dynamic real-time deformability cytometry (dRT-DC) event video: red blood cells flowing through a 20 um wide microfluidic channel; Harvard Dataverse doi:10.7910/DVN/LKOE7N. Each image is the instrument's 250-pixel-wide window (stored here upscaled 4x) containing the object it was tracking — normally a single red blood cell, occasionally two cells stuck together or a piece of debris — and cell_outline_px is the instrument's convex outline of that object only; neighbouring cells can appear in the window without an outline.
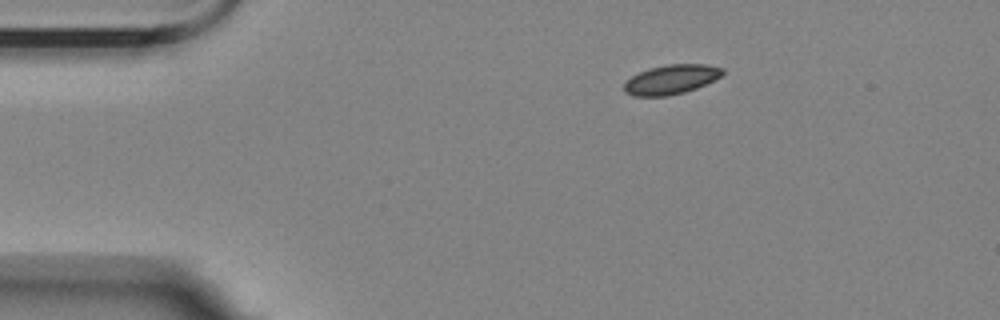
{"species": "Egyptian fruit bat (a non-hibernating species)", "species_latin": "Rousettus aegyptiacus", "temperature_condition": "room temperature", "stored_images_in_passage": 42, "camera_frame_rate_fps": 3000, "um_per_image_px": 0.085, "animal": {"sex": "female"}, "frame": {"image": 1, "passage_image": 1, "time_ms": 0.0, "image_size_px": [1000, 320], "cell_outline_px": [[724, 72], [720, 76], [696, 88], [684, 92], [668, 96], [632, 96], [624, 92], [624, 84], [632, 76], [648, 68], [668, 64], [704, 64], [724, 68]], "centroid_in_image_um": [57.02, 6.75], "position_along_channel_um": 28.0, "area_um2": 16.76}}
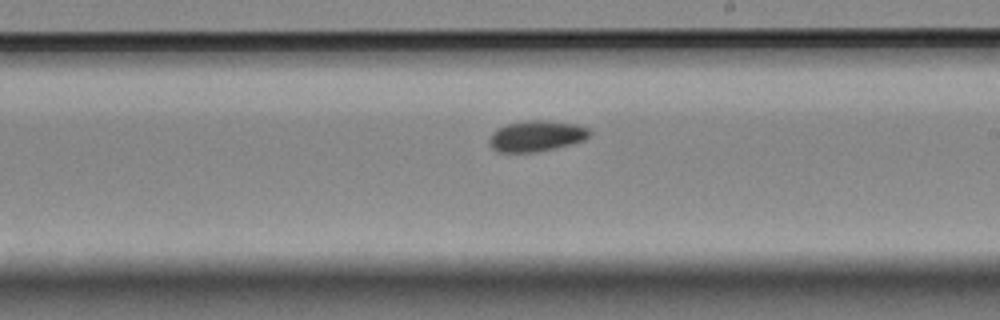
{"frame": {"image": 2, "passage_image": 24, "time_ms": 7.667, "image_size_px": [1000, 320], "cell_outline_px": [[592, 132], [584, 140], [552, 148], [532, 152], [496, 152], [488, 144], [488, 140], [492, 132], [496, 128], [508, 124], [524, 120], [544, 120], [576, 124], [588, 128]], "centroid_in_image_um": [45.54, 11.55], "position_along_channel_um": 243.5, "area_um2": 17.98}}
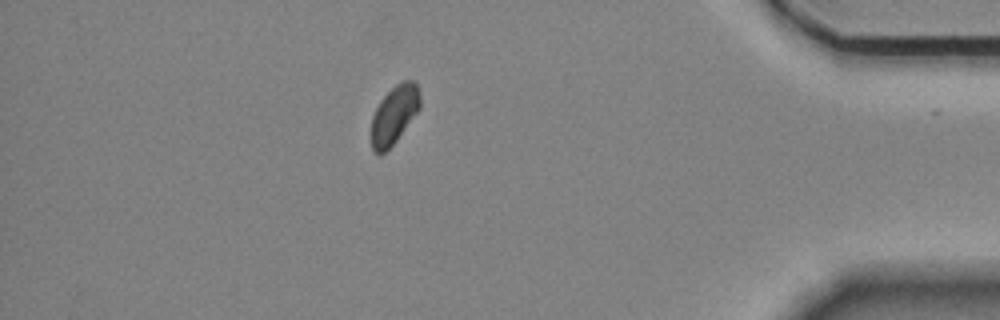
{"frame": {"image": 3, "passage_image": 41, "time_ms": 13.333, "image_size_px": [1000, 320], "cell_outline_px": [[420, 108], [396, 140], [380, 156], [376, 156], [372, 152], [372, 116], [380, 100], [396, 84], [404, 80], [412, 80], [416, 84], [420, 92]], "centroid_in_image_um": [33.5, 9.76], "position_along_channel_um": 401.7, "area_um2": 16.42}}